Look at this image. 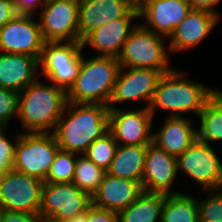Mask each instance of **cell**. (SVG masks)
Returning a JSON list of instances; mask_svg holds the SVG:
<instances>
[{"label": "cell", "instance_id": "obj_1", "mask_svg": "<svg viewBox=\"0 0 222 222\" xmlns=\"http://www.w3.org/2000/svg\"><path fill=\"white\" fill-rule=\"evenodd\" d=\"M108 131L107 105L67 102L53 134L61 150L83 155L96 139Z\"/></svg>", "mask_w": 222, "mask_h": 222}, {"label": "cell", "instance_id": "obj_2", "mask_svg": "<svg viewBox=\"0 0 222 222\" xmlns=\"http://www.w3.org/2000/svg\"><path fill=\"white\" fill-rule=\"evenodd\" d=\"M67 104L63 88L38 79L19 92L18 116L26 132H54ZM52 129V130H51Z\"/></svg>", "mask_w": 222, "mask_h": 222}, {"label": "cell", "instance_id": "obj_3", "mask_svg": "<svg viewBox=\"0 0 222 222\" xmlns=\"http://www.w3.org/2000/svg\"><path fill=\"white\" fill-rule=\"evenodd\" d=\"M181 72L173 69L161 76L148 107L152 115L160 108L169 111L170 117H181L182 113L191 111L199 116L207 101L218 90L190 81Z\"/></svg>", "mask_w": 222, "mask_h": 222}, {"label": "cell", "instance_id": "obj_4", "mask_svg": "<svg viewBox=\"0 0 222 222\" xmlns=\"http://www.w3.org/2000/svg\"><path fill=\"white\" fill-rule=\"evenodd\" d=\"M119 70L118 58L99 55L88 59L82 57L78 76L66 92L67 102L108 106Z\"/></svg>", "mask_w": 222, "mask_h": 222}, {"label": "cell", "instance_id": "obj_5", "mask_svg": "<svg viewBox=\"0 0 222 222\" xmlns=\"http://www.w3.org/2000/svg\"><path fill=\"white\" fill-rule=\"evenodd\" d=\"M13 169L45 181L60 149L51 132H21L16 135Z\"/></svg>", "mask_w": 222, "mask_h": 222}, {"label": "cell", "instance_id": "obj_6", "mask_svg": "<svg viewBox=\"0 0 222 222\" xmlns=\"http://www.w3.org/2000/svg\"><path fill=\"white\" fill-rule=\"evenodd\" d=\"M166 37L156 34L137 24L126 39L118 57L120 67L152 68L163 74L173 70L169 65V55L164 46Z\"/></svg>", "mask_w": 222, "mask_h": 222}, {"label": "cell", "instance_id": "obj_7", "mask_svg": "<svg viewBox=\"0 0 222 222\" xmlns=\"http://www.w3.org/2000/svg\"><path fill=\"white\" fill-rule=\"evenodd\" d=\"M83 49L81 42H45L39 60L41 75L67 92L78 76Z\"/></svg>", "mask_w": 222, "mask_h": 222}, {"label": "cell", "instance_id": "obj_8", "mask_svg": "<svg viewBox=\"0 0 222 222\" xmlns=\"http://www.w3.org/2000/svg\"><path fill=\"white\" fill-rule=\"evenodd\" d=\"M44 181L11 169L0 175V204L5 211L40 216Z\"/></svg>", "mask_w": 222, "mask_h": 222}, {"label": "cell", "instance_id": "obj_9", "mask_svg": "<svg viewBox=\"0 0 222 222\" xmlns=\"http://www.w3.org/2000/svg\"><path fill=\"white\" fill-rule=\"evenodd\" d=\"M206 142L196 139L177 159V170L193 178L201 191L222 189V163L216 151Z\"/></svg>", "mask_w": 222, "mask_h": 222}, {"label": "cell", "instance_id": "obj_10", "mask_svg": "<svg viewBox=\"0 0 222 222\" xmlns=\"http://www.w3.org/2000/svg\"><path fill=\"white\" fill-rule=\"evenodd\" d=\"M92 198L74 183H44L40 217L63 222L75 215L86 212Z\"/></svg>", "mask_w": 222, "mask_h": 222}, {"label": "cell", "instance_id": "obj_11", "mask_svg": "<svg viewBox=\"0 0 222 222\" xmlns=\"http://www.w3.org/2000/svg\"><path fill=\"white\" fill-rule=\"evenodd\" d=\"M43 7L39 25L45 42H81L79 0H48Z\"/></svg>", "mask_w": 222, "mask_h": 222}, {"label": "cell", "instance_id": "obj_12", "mask_svg": "<svg viewBox=\"0 0 222 222\" xmlns=\"http://www.w3.org/2000/svg\"><path fill=\"white\" fill-rule=\"evenodd\" d=\"M45 40L33 15L17 14L0 29V52L17 53L40 60Z\"/></svg>", "mask_w": 222, "mask_h": 222}, {"label": "cell", "instance_id": "obj_13", "mask_svg": "<svg viewBox=\"0 0 222 222\" xmlns=\"http://www.w3.org/2000/svg\"><path fill=\"white\" fill-rule=\"evenodd\" d=\"M152 113L149 108L109 109V131L118 145L147 146L153 142Z\"/></svg>", "mask_w": 222, "mask_h": 222}, {"label": "cell", "instance_id": "obj_14", "mask_svg": "<svg viewBox=\"0 0 222 222\" xmlns=\"http://www.w3.org/2000/svg\"><path fill=\"white\" fill-rule=\"evenodd\" d=\"M126 69V70H125ZM163 73L152 68L120 67L113 93L108 103L109 109H116V103L140 100L149 107L159 79Z\"/></svg>", "mask_w": 222, "mask_h": 222}, {"label": "cell", "instance_id": "obj_15", "mask_svg": "<svg viewBox=\"0 0 222 222\" xmlns=\"http://www.w3.org/2000/svg\"><path fill=\"white\" fill-rule=\"evenodd\" d=\"M123 17H139L129 0H79L78 33L82 41L89 33Z\"/></svg>", "mask_w": 222, "mask_h": 222}, {"label": "cell", "instance_id": "obj_16", "mask_svg": "<svg viewBox=\"0 0 222 222\" xmlns=\"http://www.w3.org/2000/svg\"><path fill=\"white\" fill-rule=\"evenodd\" d=\"M189 0H147L139 8L144 28L169 38L191 11Z\"/></svg>", "mask_w": 222, "mask_h": 222}, {"label": "cell", "instance_id": "obj_17", "mask_svg": "<svg viewBox=\"0 0 222 222\" xmlns=\"http://www.w3.org/2000/svg\"><path fill=\"white\" fill-rule=\"evenodd\" d=\"M177 173L176 157L159 148L153 142L147 145L142 175L143 192L179 194V191H171Z\"/></svg>", "mask_w": 222, "mask_h": 222}, {"label": "cell", "instance_id": "obj_18", "mask_svg": "<svg viewBox=\"0 0 222 222\" xmlns=\"http://www.w3.org/2000/svg\"><path fill=\"white\" fill-rule=\"evenodd\" d=\"M218 20L219 16L214 13L191 9L170 35L167 50L170 53L191 50L212 32Z\"/></svg>", "mask_w": 222, "mask_h": 222}, {"label": "cell", "instance_id": "obj_19", "mask_svg": "<svg viewBox=\"0 0 222 222\" xmlns=\"http://www.w3.org/2000/svg\"><path fill=\"white\" fill-rule=\"evenodd\" d=\"M142 193L143 188L139 182L105 172L102 183L92 197V204L118 213L130 206Z\"/></svg>", "mask_w": 222, "mask_h": 222}, {"label": "cell", "instance_id": "obj_20", "mask_svg": "<svg viewBox=\"0 0 222 222\" xmlns=\"http://www.w3.org/2000/svg\"><path fill=\"white\" fill-rule=\"evenodd\" d=\"M136 18L139 17H123L102 25L81 41L83 48L88 45L100 52L99 56L118 58L126 39L137 26L131 24Z\"/></svg>", "mask_w": 222, "mask_h": 222}, {"label": "cell", "instance_id": "obj_21", "mask_svg": "<svg viewBox=\"0 0 222 222\" xmlns=\"http://www.w3.org/2000/svg\"><path fill=\"white\" fill-rule=\"evenodd\" d=\"M38 67L39 59L36 57L0 52V87L23 91L39 79L36 76Z\"/></svg>", "mask_w": 222, "mask_h": 222}, {"label": "cell", "instance_id": "obj_22", "mask_svg": "<svg viewBox=\"0 0 222 222\" xmlns=\"http://www.w3.org/2000/svg\"><path fill=\"white\" fill-rule=\"evenodd\" d=\"M190 120L168 116L162 128L153 133V143L177 158L197 139V129Z\"/></svg>", "mask_w": 222, "mask_h": 222}, {"label": "cell", "instance_id": "obj_23", "mask_svg": "<svg viewBox=\"0 0 222 222\" xmlns=\"http://www.w3.org/2000/svg\"><path fill=\"white\" fill-rule=\"evenodd\" d=\"M147 146L118 145L108 174L122 179L133 180L142 185Z\"/></svg>", "mask_w": 222, "mask_h": 222}, {"label": "cell", "instance_id": "obj_24", "mask_svg": "<svg viewBox=\"0 0 222 222\" xmlns=\"http://www.w3.org/2000/svg\"><path fill=\"white\" fill-rule=\"evenodd\" d=\"M166 194L143 192L130 206L118 212L119 222H161Z\"/></svg>", "mask_w": 222, "mask_h": 222}, {"label": "cell", "instance_id": "obj_25", "mask_svg": "<svg viewBox=\"0 0 222 222\" xmlns=\"http://www.w3.org/2000/svg\"><path fill=\"white\" fill-rule=\"evenodd\" d=\"M200 130L197 139L209 144L210 141H222V91L216 93L207 101L200 112Z\"/></svg>", "mask_w": 222, "mask_h": 222}, {"label": "cell", "instance_id": "obj_26", "mask_svg": "<svg viewBox=\"0 0 222 222\" xmlns=\"http://www.w3.org/2000/svg\"><path fill=\"white\" fill-rule=\"evenodd\" d=\"M161 222H200L198 200L187 194H166Z\"/></svg>", "mask_w": 222, "mask_h": 222}, {"label": "cell", "instance_id": "obj_27", "mask_svg": "<svg viewBox=\"0 0 222 222\" xmlns=\"http://www.w3.org/2000/svg\"><path fill=\"white\" fill-rule=\"evenodd\" d=\"M78 157L72 183L92 198L102 183L106 171L94 164L84 154L78 155Z\"/></svg>", "mask_w": 222, "mask_h": 222}, {"label": "cell", "instance_id": "obj_28", "mask_svg": "<svg viewBox=\"0 0 222 222\" xmlns=\"http://www.w3.org/2000/svg\"><path fill=\"white\" fill-rule=\"evenodd\" d=\"M118 144L113 134L108 131L96 139L86 150L84 155L104 171L110 168Z\"/></svg>", "mask_w": 222, "mask_h": 222}, {"label": "cell", "instance_id": "obj_29", "mask_svg": "<svg viewBox=\"0 0 222 222\" xmlns=\"http://www.w3.org/2000/svg\"><path fill=\"white\" fill-rule=\"evenodd\" d=\"M78 154L59 149L44 183L72 182Z\"/></svg>", "mask_w": 222, "mask_h": 222}, {"label": "cell", "instance_id": "obj_30", "mask_svg": "<svg viewBox=\"0 0 222 222\" xmlns=\"http://www.w3.org/2000/svg\"><path fill=\"white\" fill-rule=\"evenodd\" d=\"M205 192L209 196L198 201L200 222H222V189Z\"/></svg>", "mask_w": 222, "mask_h": 222}, {"label": "cell", "instance_id": "obj_31", "mask_svg": "<svg viewBox=\"0 0 222 222\" xmlns=\"http://www.w3.org/2000/svg\"><path fill=\"white\" fill-rule=\"evenodd\" d=\"M19 92L0 87V123L8 127L12 116H18Z\"/></svg>", "mask_w": 222, "mask_h": 222}, {"label": "cell", "instance_id": "obj_32", "mask_svg": "<svg viewBox=\"0 0 222 222\" xmlns=\"http://www.w3.org/2000/svg\"><path fill=\"white\" fill-rule=\"evenodd\" d=\"M6 136L5 132L0 135V175L13 169L16 142Z\"/></svg>", "mask_w": 222, "mask_h": 222}, {"label": "cell", "instance_id": "obj_33", "mask_svg": "<svg viewBox=\"0 0 222 222\" xmlns=\"http://www.w3.org/2000/svg\"><path fill=\"white\" fill-rule=\"evenodd\" d=\"M87 222H119L117 212L100 208L91 204L88 207V221Z\"/></svg>", "mask_w": 222, "mask_h": 222}, {"label": "cell", "instance_id": "obj_34", "mask_svg": "<svg viewBox=\"0 0 222 222\" xmlns=\"http://www.w3.org/2000/svg\"><path fill=\"white\" fill-rule=\"evenodd\" d=\"M47 1L48 0H13L18 14L33 15L34 17L37 7L44 6Z\"/></svg>", "mask_w": 222, "mask_h": 222}, {"label": "cell", "instance_id": "obj_35", "mask_svg": "<svg viewBox=\"0 0 222 222\" xmlns=\"http://www.w3.org/2000/svg\"><path fill=\"white\" fill-rule=\"evenodd\" d=\"M17 14L13 0H0V29Z\"/></svg>", "mask_w": 222, "mask_h": 222}, {"label": "cell", "instance_id": "obj_36", "mask_svg": "<svg viewBox=\"0 0 222 222\" xmlns=\"http://www.w3.org/2000/svg\"><path fill=\"white\" fill-rule=\"evenodd\" d=\"M39 217L23 212L5 211L2 222H38Z\"/></svg>", "mask_w": 222, "mask_h": 222}, {"label": "cell", "instance_id": "obj_37", "mask_svg": "<svg viewBox=\"0 0 222 222\" xmlns=\"http://www.w3.org/2000/svg\"><path fill=\"white\" fill-rule=\"evenodd\" d=\"M193 10H203L210 13H214L217 16L219 13L216 12L215 6L222 0H189Z\"/></svg>", "mask_w": 222, "mask_h": 222}, {"label": "cell", "instance_id": "obj_38", "mask_svg": "<svg viewBox=\"0 0 222 222\" xmlns=\"http://www.w3.org/2000/svg\"><path fill=\"white\" fill-rule=\"evenodd\" d=\"M88 221V209L86 212L75 215L72 218L66 219L63 222H87Z\"/></svg>", "mask_w": 222, "mask_h": 222}, {"label": "cell", "instance_id": "obj_39", "mask_svg": "<svg viewBox=\"0 0 222 222\" xmlns=\"http://www.w3.org/2000/svg\"><path fill=\"white\" fill-rule=\"evenodd\" d=\"M136 8H139L147 0H129Z\"/></svg>", "mask_w": 222, "mask_h": 222}, {"label": "cell", "instance_id": "obj_40", "mask_svg": "<svg viewBox=\"0 0 222 222\" xmlns=\"http://www.w3.org/2000/svg\"><path fill=\"white\" fill-rule=\"evenodd\" d=\"M4 212H5V209H4V207L0 204V222H2Z\"/></svg>", "mask_w": 222, "mask_h": 222}, {"label": "cell", "instance_id": "obj_41", "mask_svg": "<svg viewBox=\"0 0 222 222\" xmlns=\"http://www.w3.org/2000/svg\"><path fill=\"white\" fill-rule=\"evenodd\" d=\"M38 222H55V221H52L50 219H46V218H42V217H39V221Z\"/></svg>", "mask_w": 222, "mask_h": 222}, {"label": "cell", "instance_id": "obj_42", "mask_svg": "<svg viewBox=\"0 0 222 222\" xmlns=\"http://www.w3.org/2000/svg\"><path fill=\"white\" fill-rule=\"evenodd\" d=\"M7 128L3 124L0 123V135H2L4 132H6L4 129Z\"/></svg>", "mask_w": 222, "mask_h": 222}]
</instances>
